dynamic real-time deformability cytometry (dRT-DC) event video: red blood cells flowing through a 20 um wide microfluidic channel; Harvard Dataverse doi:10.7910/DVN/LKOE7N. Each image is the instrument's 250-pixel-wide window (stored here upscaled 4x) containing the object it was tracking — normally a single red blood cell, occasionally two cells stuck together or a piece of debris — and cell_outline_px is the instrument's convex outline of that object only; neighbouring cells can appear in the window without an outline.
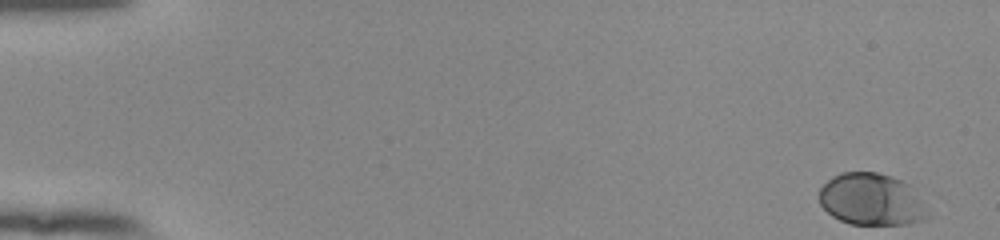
{"species": "human", "species_latin": "Homo sapiens", "temperature_condition": "room temperature", "stored_images_in_passage": 44, "camera_frame_rate_fps": 3000, "um_per_image_px": 0.085, "donor": {"sex": "female"}, "frame": {"image": 1, "passage_image": 1, "time_ms": 0.0, "image_size_px": [1000, 240], "cell_outline_px": [[928, 216], [924, 220], [908, 224], [848, 224], [832, 216], [820, 204], [820, 188], [832, 176], [840, 172], [876, 172], [892, 176], [908, 184], [928, 212]], "centroid_in_image_um": [74.04, 16.95], "position_along_channel_um": 11.0, "area_um2": 32.6}}
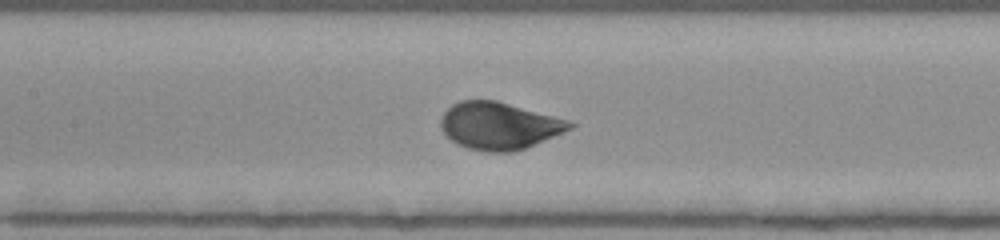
{"frame": {"image": 2, "passage_image": 26, "time_ms": 8.333, "image_size_px": [1000, 240], "cell_outline_px": [[576, 124], [572, 128], [564, 132], [524, 148], [512, 152], [488, 152], [468, 148], [456, 144], [440, 128], [440, 120], [444, 112], [452, 104], [460, 100], [496, 100], [568, 120]], "centroid_in_image_um": [42.4, 10.69], "position_along_channel_um": 165.0, "area_um2": 35.26}}
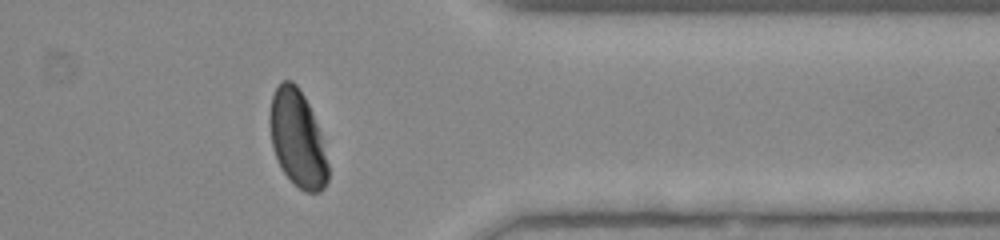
{"frame": {"image": 3, "passage_image": 44, "time_ms": 14.333, "image_size_px": [1000, 240], "cell_outline_px": [[328, 180], [324, 188], [320, 192], [304, 192], [284, 172], [276, 156], [272, 144], [268, 124], [268, 112], [272, 96], [276, 88], [284, 80], [292, 80], [296, 84], [304, 96], [312, 112], [320, 132], [328, 164]], "centroid_in_image_um": [25.27, 11.77], "position_along_channel_um": 386.1, "area_um2": 32.66}, "authors_computed_cell_mechanics": {"area_um2": 34.0442, "velocity_mm_per_s": 3.8326, "shape_relaxation_time_tau1_ms": 2.1249, "shape_relaxation_time_tau2_ms": null, "deformation_change_tau1": 0.1384, "deformation_change_tau2": null}}